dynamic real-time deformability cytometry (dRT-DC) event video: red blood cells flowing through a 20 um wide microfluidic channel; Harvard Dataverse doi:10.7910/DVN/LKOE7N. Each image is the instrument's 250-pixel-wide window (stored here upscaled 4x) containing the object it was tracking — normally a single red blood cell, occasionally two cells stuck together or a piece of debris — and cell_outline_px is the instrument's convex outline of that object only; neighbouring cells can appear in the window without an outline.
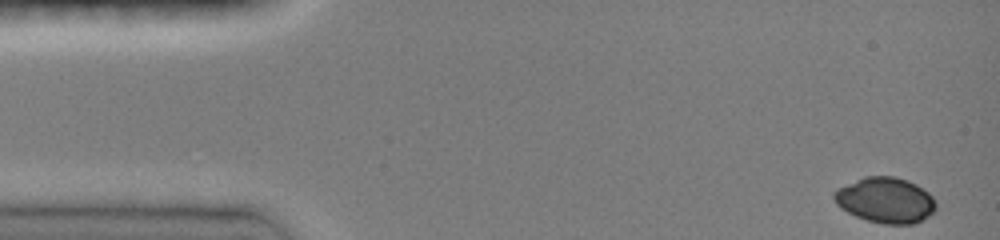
{"species": "common noctule bat (a hibernating species)", "species_latin": "Nyctalus noctula", "temperature_condition": "room temperature", "stored_images_in_passage": 42, "camera_frame_rate_fps": 3000, "um_per_image_px": 0.085, "animal": {"sex": "female", "body_mass_g": 19.0, "forearm_length_mm": 51.5}, "frame": {"image": 1, "passage_image": 1, "time_ms": 0.0, "image_size_px": [1000, 240], "cell_outline_px": [[936, 208], [928, 216], [916, 224], [884, 224], [868, 220], [856, 216], [840, 208], [836, 204], [832, 196], [832, 192], [864, 176], [896, 176], [908, 180], [916, 184], [928, 192], [932, 196], [936, 204]], "centroid_in_image_um": [75.27, 17.01], "position_along_channel_um": 9.7, "area_um2": 27.05}}
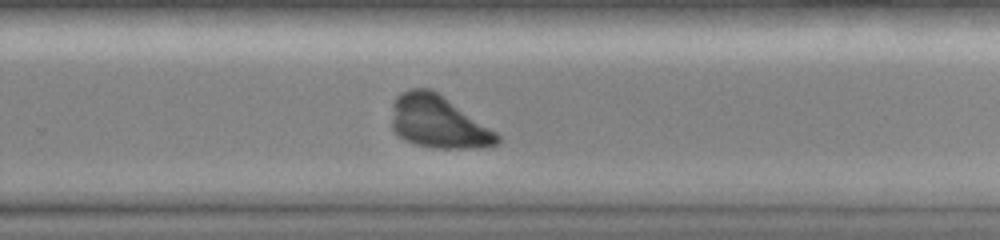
{"frame": {"image": 2, "passage_image": 30, "time_ms": 9.667, "image_size_px": [1000, 240], "cell_outline_px": [[500, 144], [488, 148], [436, 148], [416, 144], [404, 140], [396, 136], [392, 128], [392, 104], [396, 96], [400, 92], [412, 88], [428, 88], [436, 92], [496, 132], [500, 136]], "centroid_in_image_um": [37.22, 10.39], "position_along_channel_um": 292.6, "area_um2": 32.25}}
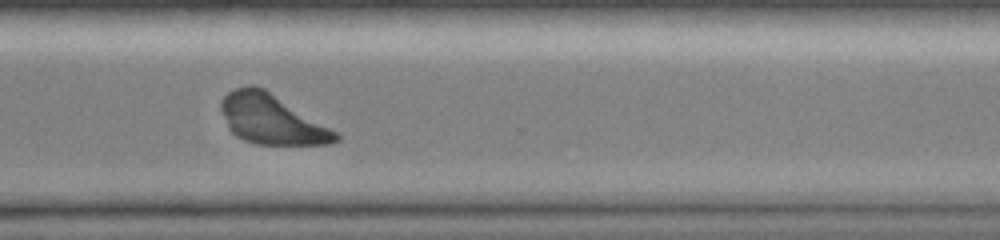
{"frame": {"image": 3, "passage_image": 34, "time_ms": 11.0, "image_size_px": [1000, 240], "cell_outline_px": [[340, 140], [332, 144], [256, 144], [244, 140], [236, 136], [228, 128], [220, 112], [220, 100], [228, 92], [236, 88], [248, 84], [252, 84], [264, 88], [336, 132], [340, 136]], "centroid_in_image_um": [23.02, 10.13], "position_along_channel_um": 347.6, "area_um2": 32.95}}